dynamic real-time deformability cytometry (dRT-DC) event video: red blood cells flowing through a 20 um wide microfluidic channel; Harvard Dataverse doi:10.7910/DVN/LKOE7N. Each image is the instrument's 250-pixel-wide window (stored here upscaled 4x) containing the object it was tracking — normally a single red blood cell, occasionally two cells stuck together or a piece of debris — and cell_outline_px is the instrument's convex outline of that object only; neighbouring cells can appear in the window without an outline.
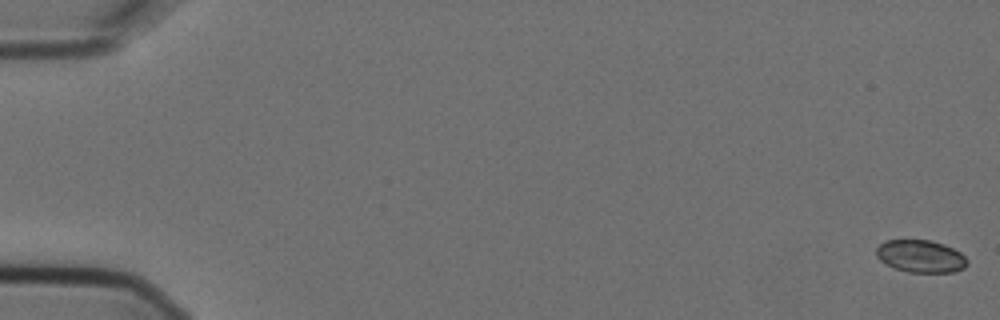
{"species": "Egyptian fruit bat (a non-hibernating species)", "species_latin": "Rousettus aegyptiacus", "temperature_condition": "cold", "stored_images_in_passage": 3, "camera_frame_rate_fps": 3000, "um_per_image_px": 0.085, "animal": {"sex": "female"}, "frame": {"image": 1, "passage_image": 1, "time_ms": 0.0, "image_size_px": [1000, 320], "cell_outline_px": [[968, 264], [964, 268], [952, 272], [908, 272], [896, 268], [880, 260], [876, 256], [876, 248], [884, 240], [928, 240], [944, 244], [960, 252], [968, 260]], "centroid_in_image_um": [78.26, 21.77], "position_along_channel_um": 6.7, "area_um2": 17.11}}